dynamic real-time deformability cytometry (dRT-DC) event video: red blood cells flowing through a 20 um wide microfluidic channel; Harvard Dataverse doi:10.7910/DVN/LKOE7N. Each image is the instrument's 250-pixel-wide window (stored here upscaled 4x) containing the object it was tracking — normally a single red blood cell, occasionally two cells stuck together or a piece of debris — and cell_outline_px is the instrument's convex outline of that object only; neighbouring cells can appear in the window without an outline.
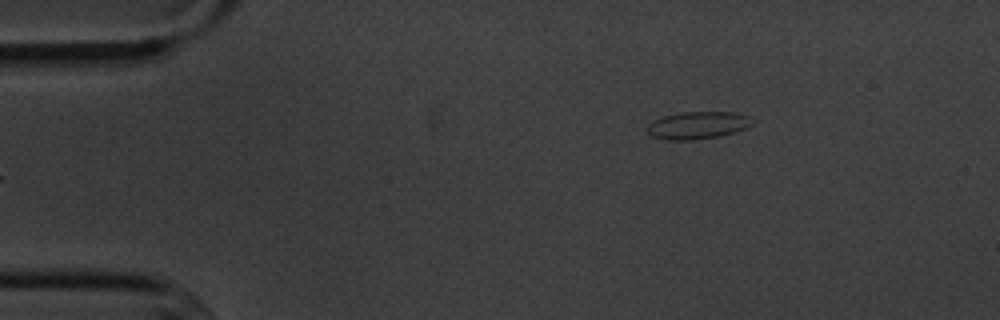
{"species": "common noctule bat (a hibernating species)", "species_latin": "Nyctalus noctula", "temperature_condition": "cold", "stored_images_in_passage": 4, "camera_frame_rate_fps": 3000, "um_per_image_px": 0.085, "animal": {"sex": "male", "body_mass_g": 20.1, "forearm_length_mm": 53.5}, "frame": {"image": 1, "passage_image": 4, "time_ms": 3.667, "image_size_px": [1000, 320], "cell_outline_px": [[756, 120], [748, 128], [736, 132], [720, 136], [692, 140], [668, 140], [652, 136], [648, 132], [648, 124], [652, 120], [664, 116], [680, 112], [736, 112], [748, 116]], "centroid_in_image_um": [59.35, 10.64], "position_along_channel_um": 25.6, "area_um2": 16.99}}